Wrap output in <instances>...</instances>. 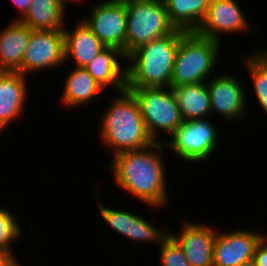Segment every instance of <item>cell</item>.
I'll use <instances>...</instances> for the list:
<instances>
[{
  "label": "cell",
  "instance_id": "1",
  "mask_svg": "<svg viewBox=\"0 0 267 266\" xmlns=\"http://www.w3.org/2000/svg\"><path fill=\"white\" fill-rule=\"evenodd\" d=\"M163 149L164 142H154L144 149L118 153L107 165L118 188L152 208L165 207L170 201Z\"/></svg>",
  "mask_w": 267,
  "mask_h": 266
},
{
  "label": "cell",
  "instance_id": "2",
  "mask_svg": "<svg viewBox=\"0 0 267 266\" xmlns=\"http://www.w3.org/2000/svg\"><path fill=\"white\" fill-rule=\"evenodd\" d=\"M100 116L99 136L113 155L140 150L155 141L149 135L135 96L127 89L119 92Z\"/></svg>",
  "mask_w": 267,
  "mask_h": 266
},
{
  "label": "cell",
  "instance_id": "3",
  "mask_svg": "<svg viewBox=\"0 0 267 266\" xmlns=\"http://www.w3.org/2000/svg\"><path fill=\"white\" fill-rule=\"evenodd\" d=\"M173 33L156 38L126 57V88L171 87V76L180 37Z\"/></svg>",
  "mask_w": 267,
  "mask_h": 266
},
{
  "label": "cell",
  "instance_id": "4",
  "mask_svg": "<svg viewBox=\"0 0 267 266\" xmlns=\"http://www.w3.org/2000/svg\"><path fill=\"white\" fill-rule=\"evenodd\" d=\"M221 44L196 32H184L175 57L171 87L206 82L217 67Z\"/></svg>",
  "mask_w": 267,
  "mask_h": 266
},
{
  "label": "cell",
  "instance_id": "5",
  "mask_svg": "<svg viewBox=\"0 0 267 266\" xmlns=\"http://www.w3.org/2000/svg\"><path fill=\"white\" fill-rule=\"evenodd\" d=\"M126 57L148 42L173 33L163 0H131L126 2Z\"/></svg>",
  "mask_w": 267,
  "mask_h": 266
},
{
  "label": "cell",
  "instance_id": "6",
  "mask_svg": "<svg viewBox=\"0 0 267 266\" xmlns=\"http://www.w3.org/2000/svg\"><path fill=\"white\" fill-rule=\"evenodd\" d=\"M136 98L149 135L160 142V133L172 134L183 122L172 87L126 88Z\"/></svg>",
  "mask_w": 267,
  "mask_h": 266
},
{
  "label": "cell",
  "instance_id": "7",
  "mask_svg": "<svg viewBox=\"0 0 267 266\" xmlns=\"http://www.w3.org/2000/svg\"><path fill=\"white\" fill-rule=\"evenodd\" d=\"M210 118L183 121L182 124L164 140L166 149L170 148L176 156L187 163L207 160L218 148L219 130Z\"/></svg>",
  "mask_w": 267,
  "mask_h": 266
},
{
  "label": "cell",
  "instance_id": "8",
  "mask_svg": "<svg viewBox=\"0 0 267 266\" xmlns=\"http://www.w3.org/2000/svg\"><path fill=\"white\" fill-rule=\"evenodd\" d=\"M90 15L81 18L106 47L122 50L126 56V2L101 1L92 6Z\"/></svg>",
  "mask_w": 267,
  "mask_h": 266
},
{
  "label": "cell",
  "instance_id": "9",
  "mask_svg": "<svg viewBox=\"0 0 267 266\" xmlns=\"http://www.w3.org/2000/svg\"><path fill=\"white\" fill-rule=\"evenodd\" d=\"M65 63L64 31L31 29L28 46L23 55L22 66L18 72L28 76L30 73L44 69L58 68Z\"/></svg>",
  "mask_w": 267,
  "mask_h": 266
},
{
  "label": "cell",
  "instance_id": "10",
  "mask_svg": "<svg viewBox=\"0 0 267 266\" xmlns=\"http://www.w3.org/2000/svg\"><path fill=\"white\" fill-rule=\"evenodd\" d=\"M206 84L209 90L212 114L215 112L230 123L234 120H243L247 113V93L236 75L231 73L213 74Z\"/></svg>",
  "mask_w": 267,
  "mask_h": 266
},
{
  "label": "cell",
  "instance_id": "11",
  "mask_svg": "<svg viewBox=\"0 0 267 266\" xmlns=\"http://www.w3.org/2000/svg\"><path fill=\"white\" fill-rule=\"evenodd\" d=\"M238 3L236 0H211L196 33L221 43L224 33H240L250 29L249 21Z\"/></svg>",
  "mask_w": 267,
  "mask_h": 266
},
{
  "label": "cell",
  "instance_id": "12",
  "mask_svg": "<svg viewBox=\"0 0 267 266\" xmlns=\"http://www.w3.org/2000/svg\"><path fill=\"white\" fill-rule=\"evenodd\" d=\"M240 229L223 233L217 231L213 266H240L253 259L263 233Z\"/></svg>",
  "mask_w": 267,
  "mask_h": 266
},
{
  "label": "cell",
  "instance_id": "13",
  "mask_svg": "<svg viewBox=\"0 0 267 266\" xmlns=\"http://www.w3.org/2000/svg\"><path fill=\"white\" fill-rule=\"evenodd\" d=\"M194 222L185 219L179 234L172 231L168 234L182 248L191 266H213L217 232L211 225Z\"/></svg>",
  "mask_w": 267,
  "mask_h": 266
},
{
  "label": "cell",
  "instance_id": "14",
  "mask_svg": "<svg viewBox=\"0 0 267 266\" xmlns=\"http://www.w3.org/2000/svg\"><path fill=\"white\" fill-rule=\"evenodd\" d=\"M97 200L100 215L104 221L120 235H123L133 242H150L160 244V242L168 235V231H163L156 225L148 222L146 218L135 214L131 211L116 210V208L105 207Z\"/></svg>",
  "mask_w": 267,
  "mask_h": 266
},
{
  "label": "cell",
  "instance_id": "15",
  "mask_svg": "<svg viewBox=\"0 0 267 266\" xmlns=\"http://www.w3.org/2000/svg\"><path fill=\"white\" fill-rule=\"evenodd\" d=\"M27 77L20 72L0 71V132L24 113L29 92Z\"/></svg>",
  "mask_w": 267,
  "mask_h": 266
},
{
  "label": "cell",
  "instance_id": "16",
  "mask_svg": "<svg viewBox=\"0 0 267 266\" xmlns=\"http://www.w3.org/2000/svg\"><path fill=\"white\" fill-rule=\"evenodd\" d=\"M125 60L122 50L105 47L85 69L103 89L112 87L119 93L126 90V65L122 68L120 63Z\"/></svg>",
  "mask_w": 267,
  "mask_h": 266
},
{
  "label": "cell",
  "instance_id": "17",
  "mask_svg": "<svg viewBox=\"0 0 267 266\" xmlns=\"http://www.w3.org/2000/svg\"><path fill=\"white\" fill-rule=\"evenodd\" d=\"M73 30L63 29L65 36V62L73 60L74 67L86 68L106 46L92 30L79 19ZM71 58V59H70Z\"/></svg>",
  "mask_w": 267,
  "mask_h": 266
},
{
  "label": "cell",
  "instance_id": "18",
  "mask_svg": "<svg viewBox=\"0 0 267 266\" xmlns=\"http://www.w3.org/2000/svg\"><path fill=\"white\" fill-rule=\"evenodd\" d=\"M31 29L20 20L9 22L0 32V71L18 72L28 46Z\"/></svg>",
  "mask_w": 267,
  "mask_h": 266
},
{
  "label": "cell",
  "instance_id": "19",
  "mask_svg": "<svg viewBox=\"0 0 267 266\" xmlns=\"http://www.w3.org/2000/svg\"><path fill=\"white\" fill-rule=\"evenodd\" d=\"M66 79L60 105L67 108L85 106L104 90L85 68L74 67Z\"/></svg>",
  "mask_w": 267,
  "mask_h": 266
},
{
  "label": "cell",
  "instance_id": "20",
  "mask_svg": "<svg viewBox=\"0 0 267 266\" xmlns=\"http://www.w3.org/2000/svg\"><path fill=\"white\" fill-rule=\"evenodd\" d=\"M183 121L209 118L211 114L210 95L206 82L180 85L172 88Z\"/></svg>",
  "mask_w": 267,
  "mask_h": 266
},
{
  "label": "cell",
  "instance_id": "21",
  "mask_svg": "<svg viewBox=\"0 0 267 266\" xmlns=\"http://www.w3.org/2000/svg\"><path fill=\"white\" fill-rule=\"evenodd\" d=\"M65 7L58 0H32L28 12L20 21L32 30H63Z\"/></svg>",
  "mask_w": 267,
  "mask_h": 266
},
{
  "label": "cell",
  "instance_id": "22",
  "mask_svg": "<svg viewBox=\"0 0 267 266\" xmlns=\"http://www.w3.org/2000/svg\"><path fill=\"white\" fill-rule=\"evenodd\" d=\"M171 24L184 32H196L211 0H163Z\"/></svg>",
  "mask_w": 267,
  "mask_h": 266
},
{
  "label": "cell",
  "instance_id": "23",
  "mask_svg": "<svg viewBox=\"0 0 267 266\" xmlns=\"http://www.w3.org/2000/svg\"><path fill=\"white\" fill-rule=\"evenodd\" d=\"M247 55L243 63L248 68L253 82V90L260 107L267 114V48Z\"/></svg>",
  "mask_w": 267,
  "mask_h": 266
},
{
  "label": "cell",
  "instance_id": "24",
  "mask_svg": "<svg viewBox=\"0 0 267 266\" xmlns=\"http://www.w3.org/2000/svg\"><path fill=\"white\" fill-rule=\"evenodd\" d=\"M18 219L11 210L0 206V251L12 260L17 259L12 249L14 247L12 244L17 240L19 241L23 232Z\"/></svg>",
  "mask_w": 267,
  "mask_h": 266
},
{
  "label": "cell",
  "instance_id": "25",
  "mask_svg": "<svg viewBox=\"0 0 267 266\" xmlns=\"http://www.w3.org/2000/svg\"><path fill=\"white\" fill-rule=\"evenodd\" d=\"M157 246L162 266H191L182 248L169 234Z\"/></svg>",
  "mask_w": 267,
  "mask_h": 266
},
{
  "label": "cell",
  "instance_id": "26",
  "mask_svg": "<svg viewBox=\"0 0 267 266\" xmlns=\"http://www.w3.org/2000/svg\"><path fill=\"white\" fill-rule=\"evenodd\" d=\"M253 260L256 266H267V234H263V238L257 244Z\"/></svg>",
  "mask_w": 267,
  "mask_h": 266
},
{
  "label": "cell",
  "instance_id": "27",
  "mask_svg": "<svg viewBox=\"0 0 267 266\" xmlns=\"http://www.w3.org/2000/svg\"><path fill=\"white\" fill-rule=\"evenodd\" d=\"M14 5L18 8V12H20V16L13 20H20L22 19L29 10L31 6L32 0H10Z\"/></svg>",
  "mask_w": 267,
  "mask_h": 266
},
{
  "label": "cell",
  "instance_id": "28",
  "mask_svg": "<svg viewBox=\"0 0 267 266\" xmlns=\"http://www.w3.org/2000/svg\"><path fill=\"white\" fill-rule=\"evenodd\" d=\"M12 259L0 251V266H6Z\"/></svg>",
  "mask_w": 267,
  "mask_h": 266
},
{
  "label": "cell",
  "instance_id": "29",
  "mask_svg": "<svg viewBox=\"0 0 267 266\" xmlns=\"http://www.w3.org/2000/svg\"><path fill=\"white\" fill-rule=\"evenodd\" d=\"M58 1H60L64 6H67L66 3H68V2L69 3L76 2V3H80V4L83 3L84 4V2H83L84 0H58Z\"/></svg>",
  "mask_w": 267,
  "mask_h": 266
},
{
  "label": "cell",
  "instance_id": "30",
  "mask_svg": "<svg viewBox=\"0 0 267 266\" xmlns=\"http://www.w3.org/2000/svg\"><path fill=\"white\" fill-rule=\"evenodd\" d=\"M240 266H256V263L255 261L252 259V260H249L247 262H244L242 265Z\"/></svg>",
  "mask_w": 267,
  "mask_h": 266
},
{
  "label": "cell",
  "instance_id": "31",
  "mask_svg": "<svg viewBox=\"0 0 267 266\" xmlns=\"http://www.w3.org/2000/svg\"><path fill=\"white\" fill-rule=\"evenodd\" d=\"M18 263H19V261L17 259H13L6 266H21Z\"/></svg>",
  "mask_w": 267,
  "mask_h": 266
},
{
  "label": "cell",
  "instance_id": "32",
  "mask_svg": "<svg viewBox=\"0 0 267 266\" xmlns=\"http://www.w3.org/2000/svg\"><path fill=\"white\" fill-rule=\"evenodd\" d=\"M106 1H111V2H127L131 0H106Z\"/></svg>",
  "mask_w": 267,
  "mask_h": 266
}]
</instances>
